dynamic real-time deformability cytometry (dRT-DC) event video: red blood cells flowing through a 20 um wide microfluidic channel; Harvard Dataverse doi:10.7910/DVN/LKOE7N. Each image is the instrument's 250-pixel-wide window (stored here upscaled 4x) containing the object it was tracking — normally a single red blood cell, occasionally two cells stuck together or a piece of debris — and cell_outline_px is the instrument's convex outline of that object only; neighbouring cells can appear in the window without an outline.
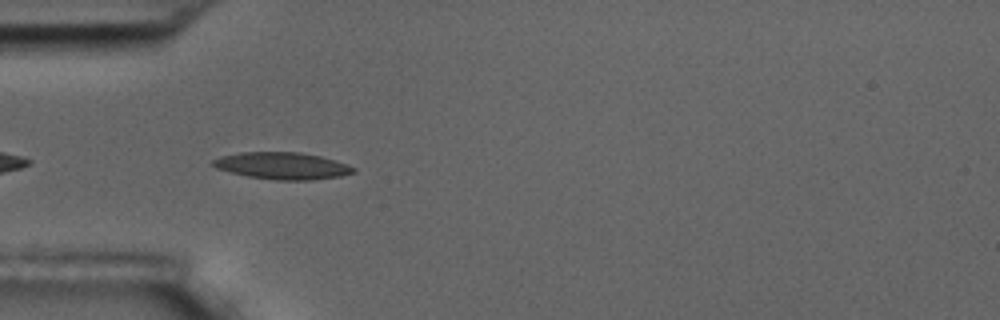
{"species": "common noctule bat (a hibernating species)", "species_latin": "Nyctalus noctula", "temperature_condition": "room temperature", "stored_images_in_passage": 39, "camera_frame_rate_fps": 3000, "um_per_image_px": 0.085, "animal": {"sex": "male", "body_mass_g": 17.5, "forearm_length_mm": 52.3}, "frame": {"image": 1, "passage_image": 3, "time_ms": 0.667, "image_size_px": [1000, 320], "cell_outline_px": [[356, 172], [340, 176], [312, 180], [276, 180], [248, 176], [216, 168], [208, 164], [212, 160], [220, 156], [240, 152], [300, 152], [320, 156], [336, 160], [348, 164], [356, 168]], "centroid_in_image_um": [24.0, 14.08], "position_along_channel_um": 61.0, "area_um2": 22.2}}
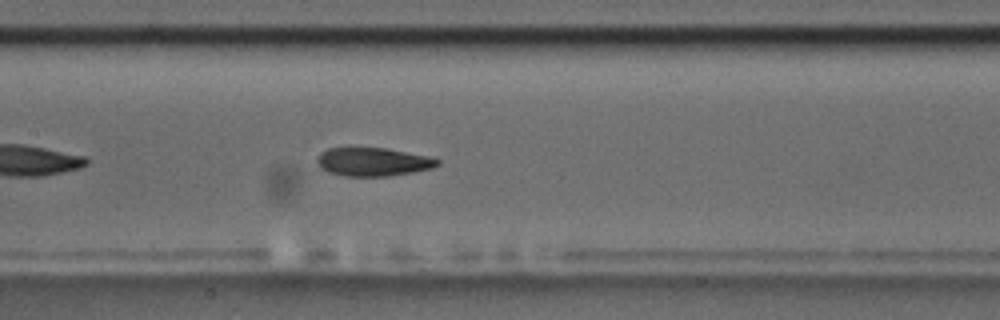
{"frame": {"image": 2, "passage_image": 13, "time_ms": 4.0, "image_size_px": [1000, 320], "cell_outline_px": [[440, 164], [432, 168], [412, 172], [388, 176], [344, 176], [328, 172], [320, 168], [316, 164], [316, 160], [320, 152], [328, 148], [388, 148], [432, 156], [440, 160]], "centroid_in_image_um": [31.72, 13.75], "position_along_channel_um": 175.7, "area_um2": 20.23}}
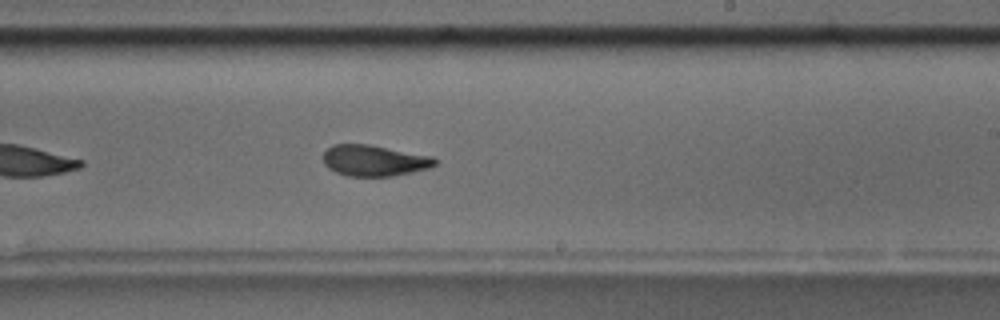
{"frame": {"image": 3, "passage_image": 20, "time_ms": 6.333, "image_size_px": [1000, 320], "cell_outline_px": [[436, 164], [428, 168], [412, 172], [392, 176], [348, 176], [336, 172], [328, 168], [324, 164], [324, 152], [332, 144], [368, 144], [432, 156], [436, 160]], "centroid_in_image_um": [31.79, 13.64], "position_along_channel_um": 257.2, "area_um2": 20.11}, "authors_computed_cell_mechanics": {"area_um2": 20.4034, "velocity_mm_per_s": 3.5131, "shape_relaxation_time_tau1_ms": 6.0322, "shape_relaxation_time_tau2_ms": 2.5476, "deformation_change_tau1": 0.2057, "deformation_change_tau2": 0.0873}}